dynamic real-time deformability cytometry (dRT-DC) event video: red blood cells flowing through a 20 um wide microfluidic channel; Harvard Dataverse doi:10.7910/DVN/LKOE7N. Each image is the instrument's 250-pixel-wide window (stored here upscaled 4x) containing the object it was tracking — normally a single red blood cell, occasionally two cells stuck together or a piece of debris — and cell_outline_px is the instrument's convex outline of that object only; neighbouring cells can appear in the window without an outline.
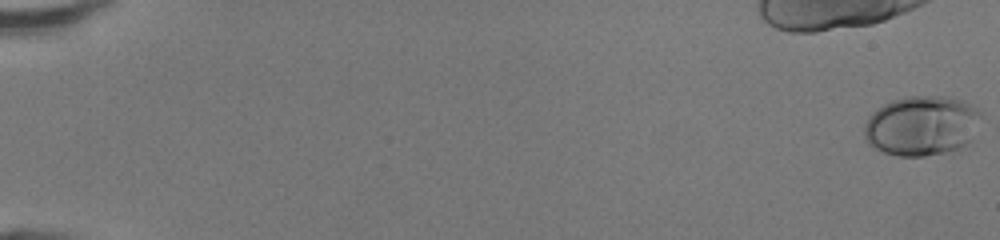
{"species": "human", "species_latin": "Homo sapiens", "temperature_condition": "room temperature", "stored_images_in_passage": 44, "camera_frame_rate_fps": 3000, "um_per_image_px": 0.085, "donor": {"sex": "female"}, "frame": {"image": 1, "passage_image": 1, "time_ms": 0.0, "image_size_px": [1000, 240], "cell_outline_px": [[980, 116], [972, 140], [960, 148], [944, 152], [924, 156], [900, 156], [884, 152], [868, 144], [864, 136], [864, 124], [868, 116], [872, 112], [884, 104], [892, 100], [908, 96], [948, 96], [964, 100], [976, 108], [980, 112]], "centroid_in_image_um": [78.33, 10.67], "position_along_channel_um": 6.7, "area_um2": 40.86}}
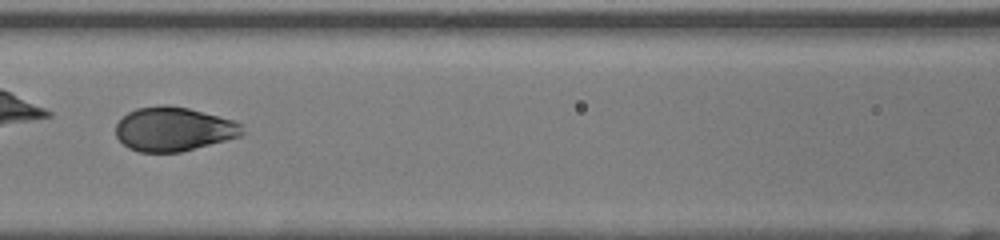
{"frame": {"image": 2, "passage_image": 25, "time_ms": 8.0, "image_size_px": [1000, 240], "cell_outline_px": [[244, 132], [240, 136], [180, 152], [140, 152], [128, 148], [116, 136], [116, 124], [128, 112], [136, 108], [164, 104], [188, 108], [236, 120], [240, 124]], "centroid_in_image_um": [14.75, 10.96], "position_along_channel_um": 151.9, "area_um2": 32.37}}
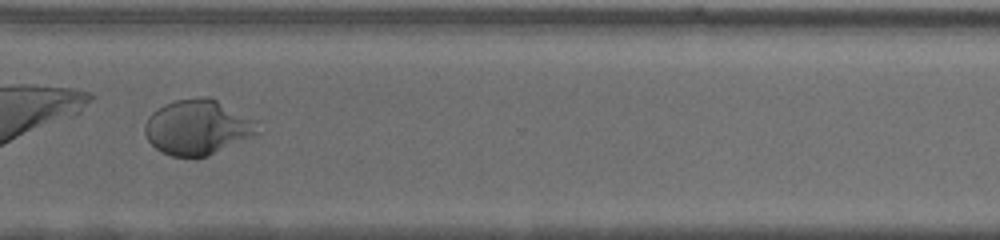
{"frame": {"image": 3, "passage_image": 39, "time_ms": 12.667, "image_size_px": [1000, 240], "cell_outline_px": [[260, 132], [252, 136], [208, 156], [196, 160], [172, 156], [156, 148], [148, 140], [144, 132], [144, 124], [148, 116], [156, 108], [164, 104], [176, 100], [204, 96], [208, 96], [260, 120]], "centroid_in_image_um": [16.83, 10.82], "position_along_channel_um": 353.8, "area_um2": 36.99}, "authors_computed_cell_mechanics": {"area_um2": 34.5066, "velocity_mm_per_s": 4.3335, "shape_relaxation_time_tau1_ms": 3.3573, "shape_relaxation_time_tau2_ms": null, "deformation_change_tau1": 0.1761, "deformation_change_tau2": null}}